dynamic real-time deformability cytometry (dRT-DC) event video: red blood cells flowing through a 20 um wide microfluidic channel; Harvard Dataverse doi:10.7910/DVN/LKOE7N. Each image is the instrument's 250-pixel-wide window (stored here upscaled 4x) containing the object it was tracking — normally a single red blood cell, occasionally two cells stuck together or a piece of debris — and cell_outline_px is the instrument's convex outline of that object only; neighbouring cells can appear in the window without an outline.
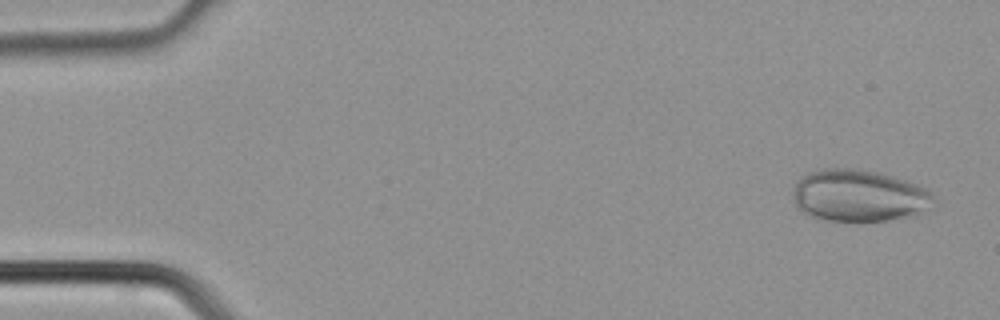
{"species": "common noctule bat (a hibernating species)", "species_latin": "Nyctalus noctula", "temperature_condition": "cold", "stored_images_in_passage": 4, "camera_frame_rate_fps": 3000, "um_per_image_px": 0.085, "animal": {"sex": "male", "body_mass_g": 21.5, "forearm_length_mm": 52.0}, "frame": {"image": 1, "passage_image": 4, "time_ms": 1.0, "image_size_px": [1000, 320], "cell_outline_px": [[936, 200], [916, 216], [888, 220], [816, 220], [804, 212], [792, 200], [792, 188], [796, 180], [808, 172], [820, 168], [856, 168], [880, 172], [908, 180], [928, 188], [932, 192]], "centroid_in_image_um": [73.0, 16.6], "position_along_channel_um": 12.0, "area_um2": 43.35}}